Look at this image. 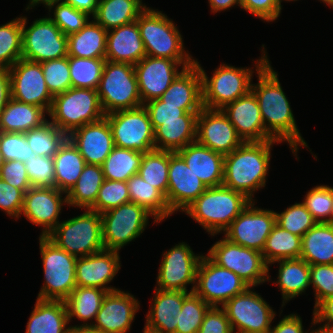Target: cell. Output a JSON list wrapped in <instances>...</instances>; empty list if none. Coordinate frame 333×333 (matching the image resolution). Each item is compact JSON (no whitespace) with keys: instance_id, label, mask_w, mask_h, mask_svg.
<instances>
[{"instance_id":"cell-7","label":"cell","mask_w":333,"mask_h":333,"mask_svg":"<svg viewBox=\"0 0 333 333\" xmlns=\"http://www.w3.org/2000/svg\"><path fill=\"white\" fill-rule=\"evenodd\" d=\"M44 284L37 299L65 301L76 287V256L59 248L48 237L39 236Z\"/></svg>"},{"instance_id":"cell-46","label":"cell","mask_w":333,"mask_h":333,"mask_svg":"<svg viewBox=\"0 0 333 333\" xmlns=\"http://www.w3.org/2000/svg\"><path fill=\"white\" fill-rule=\"evenodd\" d=\"M30 149L35 156L53 157L59 147L67 139V135L53 125L49 120L41 127L25 132Z\"/></svg>"},{"instance_id":"cell-55","label":"cell","mask_w":333,"mask_h":333,"mask_svg":"<svg viewBox=\"0 0 333 333\" xmlns=\"http://www.w3.org/2000/svg\"><path fill=\"white\" fill-rule=\"evenodd\" d=\"M310 286L314 292V308L333 296V264L310 265Z\"/></svg>"},{"instance_id":"cell-30","label":"cell","mask_w":333,"mask_h":333,"mask_svg":"<svg viewBox=\"0 0 333 333\" xmlns=\"http://www.w3.org/2000/svg\"><path fill=\"white\" fill-rule=\"evenodd\" d=\"M166 104L181 105L186 112H200L202 102V78L194 64L185 68L160 97Z\"/></svg>"},{"instance_id":"cell-42","label":"cell","mask_w":333,"mask_h":333,"mask_svg":"<svg viewBox=\"0 0 333 333\" xmlns=\"http://www.w3.org/2000/svg\"><path fill=\"white\" fill-rule=\"evenodd\" d=\"M302 238L282 229L277 224L266 239L262 256L268 265V282L271 281L269 267L272 262L283 259H297L301 257Z\"/></svg>"},{"instance_id":"cell-31","label":"cell","mask_w":333,"mask_h":333,"mask_svg":"<svg viewBox=\"0 0 333 333\" xmlns=\"http://www.w3.org/2000/svg\"><path fill=\"white\" fill-rule=\"evenodd\" d=\"M198 114L186 112L181 120L159 121V126L154 130L155 149L177 152L196 142Z\"/></svg>"},{"instance_id":"cell-28","label":"cell","mask_w":333,"mask_h":333,"mask_svg":"<svg viewBox=\"0 0 333 333\" xmlns=\"http://www.w3.org/2000/svg\"><path fill=\"white\" fill-rule=\"evenodd\" d=\"M154 291L144 327L157 333H176L175 318L179 310L182 309L183 300L190 292L159 289H154Z\"/></svg>"},{"instance_id":"cell-1","label":"cell","mask_w":333,"mask_h":333,"mask_svg":"<svg viewBox=\"0 0 333 333\" xmlns=\"http://www.w3.org/2000/svg\"><path fill=\"white\" fill-rule=\"evenodd\" d=\"M255 75L258 82L252 81L251 91L257 99L265 131L274 140L288 143L292 153L299 160V148H310L296 124L291 103L283 91L278 73L273 70L269 60Z\"/></svg>"},{"instance_id":"cell-20","label":"cell","mask_w":333,"mask_h":333,"mask_svg":"<svg viewBox=\"0 0 333 333\" xmlns=\"http://www.w3.org/2000/svg\"><path fill=\"white\" fill-rule=\"evenodd\" d=\"M194 64L195 62H177L167 58H155L146 55L134 65L142 103L159 99L175 78L185 68Z\"/></svg>"},{"instance_id":"cell-45","label":"cell","mask_w":333,"mask_h":333,"mask_svg":"<svg viewBox=\"0 0 333 333\" xmlns=\"http://www.w3.org/2000/svg\"><path fill=\"white\" fill-rule=\"evenodd\" d=\"M71 87L97 90L106 59L68 57Z\"/></svg>"},{"instance_id":"cell-36","label":"cell","mask_w":333,"mask_h":333,"mask_svg":"<svg viewBox=\"0 0 333 333\" xmlns=\"http://www.w3.org/2000/svg\"><path fill=\"white\" fill-rule=\"evenodd\" d=\"M300 258L309 265L333 264L332 223H316L302 236Z\"/></svg>"},{"instance_id":"cell-54","label":"cell","mask_w":333,"mask_h":333,"mask_svg":"<svg viewBox=\"0 0 333 333\" xmlns=\"http://www.w3.org/2000/svg\"><path fill=\"white\" fill-rule=\"evenodd\" d=\"M0 150L5 161L25 162L35 156L29 148L25 133H7L0 131Z\"/></svg>"},{"instance_id":"cell-44","label":"cell","mask_w":333,"mask_h":333,"mask_svg":"<svg viewBox=\"0 0 333 333\" xmlns=\"http://www.w3.org/2000/svg\"><path fill=\"white\" fill-rule=\"evenodd\" d=\"M169 151L153 149L143 153L139 175L165 197L168 189Z\"/></svg>"},{"instance_id":"cell-32","label":"cell","mask_w":333,"mask_h":333,"mask_svg":"<svg viewBox=\"0 0 333 333\" xmlns=\"http://www.w3.org/2000/svg\"><path fill=\"white\" fill-rule=\"evenodd\" d=\"M278 264V274L273 284L278 286L282 295L281 308L290 300L305 293L310 287V265L301 258L283 259L272 262Z\"/></svg>"},{"instance_id":"cell-33","label":"cell","mask_w":333,"mask_h":333,"mask_svg":"<svg viewBox=\"0 0 333 333\" xmlns=\"http://www.w3.org/2000/svg\"><path fill=\"white\" fill-rule=\"evenodd\" d=\"M65 301L36 299L25 333H68Z\"/></svg>"},{"instance_id":"cell-64","label":"cell","mask_w":333,"mask_h":333,"mask_svg":"<svg viewBox=\"0 0 333 333\" xmlns=\"http://www.w3.org/2000/svg\"><path fill=\"white\" fill-rule=\"evenodd\" d=\"M11 98L10 75L8 68H0V113Z\"/></svg>"},{"instance_id":"cell-37","label":"cell","mask_w":333,"mask_h":333,"mask_svg":"<svg viewBox=\"0 0 333 333\" xmlns=\"http://www.w3.org/2000/svg\"><path fill=\"white\" fill-rule=\"evenodd\" d=\"M54 187L68 193L86 165L83 156L67 138L53 155Z\"/></svg>"},{"instance_id":"cell-68","label":"cell","mask_w":333,"mask_h":333,"mask_svg":"<svg viewBox=\"0 0 333 333\" xmlns=\"http://www.w3.org/2000/svg\"><path fill=\"white\" fill-rule=\"evenodd\" d=\"M311 326L310 327V333H333V328H328V327H324L321 325H318L315 321H314V316H312V322H311ZM316 325H318V327L316 328ZM314 327V328H313ZM316 328V329H315Z\"/></svg>"},{"instance_id":"cell-67","label":"cell","mask_w":333,"mask_h":333,"mask_svg":"<svg viewBox=\"0 0 333 333\" xmlns=\"http://www.w3.org/2000/svg\"><path fill=\"white\" fill-rule=\"evenodd\" d=\"M68 333H105L92 326L69 325Z\"/></svg>"},{"instance_id":"cell-19","label":"cell","mask_w":333,"mask_h":333,"mask_svg":"<svg viewBox=\"0 0 333 333\" xmlns=\"http://www.w3.org/2000/svg\"><path fill=\"white\" fill-rule=\"evenodd\" d=\"M9 75L12 99L42 107L49 113L53 96L44 80L41 63L21 58L9 68Z\"/></svg>"},{"instance_id":"cell-5","label":"cell","mask_w":333,"mask_h":333,"mask_svg":"<svg viewBox=\"0 0 333 333\" xmlns=\"http://www.w3.org/2000/svg\"><path fill=\"white\" fill-rule=\"evenodd\" d=\"M136 22L147 56L195 62V58L184 48V39L178 26L163 11L147 7Z\"/></svg>"},{"instance_id":"cell-16","label":"cell","mask_w":333,"mask_h":333,"mask_svg":"<svg viewBox=\"0 0 333 333\" xmlns=\"http://www.w3.org/2000/svg\"><path fill=\"white\" fill-rule=\"evenodd\" d=\"M115 147L148 153L155 149L154 130L144 106L105 115Z\"/></svg>"},{"instance_id":"cell-70","label":"cell","mask_w":333,"mask_h":333,"mask_svg":"<svg viewBox=\"0 0 333 333\" xmlns=\"http://www.w3.org/2000/svg\"><path fill=\"white\" fill-rule=\"evenodd\" d=\"M320 2H323L325 5L327 4L333 9V0H319Z\"/></svg>"},{"instance_id":"cell-65","label":"cell","mask_w":333,"mask_h":333,"mask_svg":"<svg viewBox=\"0 0 333 333\" xmlns=\"http://www.w3.org/2000/svg\"><path fill=\"white\" fill-rule=\"evenodd\" d=\"M65 4H68L75 9L84 12L91 16H95L98 9L99 0H62Z\"/></svg>"},{"instance_id":"cell-59","label":"cell","mask_w":333,"mask_h":333,"mask_svg":"<svg viewBox=\"0 0 333 333\" xmlns=\"http://www.w3.org/2000/svg\"><path fill=\"white\" fill-rule=\"evenodd\" d=\"M240 8L267 23L276 21L283 9L277 0H241Z\"/></svg>"},{"instance_id":"cell-24","label":"cell","mask_w":333,"mask_h":333,"mask_svg":"<svg viewBox=\"0 0 333 333\" xmlns=\"http://www.w3.org/2000/svg\"><path fill=\"white\" fill-rule=\"evenodd\" d=\"M119 253L104 249L95 254L78 257L76 286L100 288L108 292L119 289L108 285L121 269Z\"/></svg>"},{"instance_id":"cell-4","label":"cell","mask_w":333,"mask_h":333,"mask_svg":"<svg viewBox=\"0 0 333 333\" xmlns=\"http://www.w3.org/2000/svg\"><path fill=\"white\" fill-rule=\"evenodd\" d=\"M250 202L244 194L220 185L208 187L183 212L215 236L223 233Z\"/></svg>"},{"instance_id":"cell-18","label":"cell","mask_w":333,"mask_h":333,"mask_svg":"<svg viewBox=\"0 0 333 333\" xmlns=\"http://www.w3.org/2000/svg\"><path fill=\"white\" fill-rule=\"evenodd\" d=\"M63 204L68 207L67 195L54 186H32L24 194L20 217L23 215L31 224L41 226L40 236L47 237L60 222Z\"/></svg>"},{"instance_id":"cell-66","label":"cell","mask_w":333,"mask_h":333,"mask_svg":"<svg viewBox=\"0 0 333 333\" xmlns=\"http://www.w3.org/2000/svg\"><path fill=\"white\" fill-rule=\"evenodd\" d=\"M210 10L213 14L230 10L231 7H241V0H208Z\"/></svg>"},{"instance_id":"cell-43","label":"cell","mask_w":333,"mask_h":333,"mask_svg":"<svg viewBox=\"0 0 333 333\" xmlns=\"http://www.w3.org/2000/svg\"><path fill=\"white\" fill-rule=\"evenodd\" d=\"M142 158L143 152L114 147L101 165L104 178L126 182L131 176L138 173Z\"/></svg>"},{"instance_id":"cell-39","label":"cell","mask_w":333,"mask_h":333,"mask_svg":"<svg viewBox=\"0 0 333 333\" xmlns=\"http://www.w3.org/2000/svg\"><path fill=\"white\" fill-rule=\"evenodd\" d=\"M107 293L100 288L76 286L65 300L69 324L72 319H78L83 323L80 326H92Z\"/></svg>"},{"instance_id":"cell-9","label":"cell","mask_w":333,"mask_h":333,"mask_svg":"<svg viewBox=\"0 0 333 333\" xmlns=\"http://www.w3.org/2000/svg\"><path fill=\"white\" fill-rule=\"evenodd\" d=\"M104 114L143 106L134 65L106 60L97 89Z\"/></svg>"},{"instance_id":"cell-52","label":"cell","mask_w":333,"mask_h":333,"mask_svg":"<svg viewBox=\"0 0 333 333\" xmlns=\"http://www.w3.org/2000/svg\"><path fill=\"white\" fill-rule=\"evenodd\" d=\"M41 67L47 88L53 97L71 88L68 56L41 62Z\"/></svg>"},{"instance_id":"cell-38","label":"cell","mask_w":333,"mask_h":333,"mask_svg":"<svg viewBox=\"0 0 333 333\" xmlns=\"http://www.w3.org/2000/svg\"><path fill=\"white\" fill-rule=\"evenodd\" d=\"M146 8L142 0H99L93 19L108 31L136 21Z\"/></svg>"},{"instance_id":"cell-62","label":"cell","mask_w":333,"mask_h":333,"mask_svg":"<svg viewBox=\"0 0 333 333\" xmlns=\"http://www.w3.org/2000/svg\"><path fill=\"white\" fill-rule=\"evenodd\" d=\"M302 318L297 313L283 316L280 321L271 327L269 333H309L304 331Z\"/></svg>"},{"instance_id":"cell-21","label":"cell","mask_w":333,"mask_h":333,"mask_svg":"<svg viewBox=\"0 0 333 333\" xmlns=\"http://www.w3.org/2000/svg\"><path fill=\"white\" fill-rule=\"evenodd\" d=\"M196 142L225 156L244 141L222 110L203 108L197 117Z\"/></svg>"},{"instance_id":"cell-27","label":"cell","mask_w":333,"mask_h":333,"mask_svg":"<svg viewBox=\"0 0 333 333\" xmlns=\"http://www.w3.org/2000/svg\"><path fill=\"white\" fill-rule=\"evenodd\" d=\"M146 51L136 21L108 30L106 60L136 65Z\"/></svg>"},{"instance_id":"cell-29","label":"cell","mask_w":333,"mask_h":333,"mask_svg":"<svg viewBox=\"0 0 333 333\" xmlns=\"http://www.w3.org/2000/svg\"><path fill=\"white\" fill-rule=\"evenodd\" d=\"M177 153L207 188L222 185L224 155L197 142L188 144Z\"/></svg>"},{"instance_id":"cell-48","label":"cell","mask_w":333,"mask_h":333,"mask_svg":"<svg viewBox=\"0 0 333 333\" xmlns=\"http://www.w3.org/2000/svg\"><path fill=\"white\" fill-rule=\"evenodd\" d=\"M45 8L48 10V17L66 36L79 32L92 19L88 14L65 4L62 0L51 1L45 5Z\"/></svg>"},{"instance_id":"cell-47","label":"cell","mask_w":333,"mask_h":333,"mask_svg":"<svg viewBox=\"0 0 333 333\" xmlns=\"http://www.w3.org/2000/svg\"><path fill=\"white\" fill-rule=\"evenodd\" d=\"M21 16L0 25V68H11L22 58Z\"/></svg>"},{"instance_id":"cell-2","label":"cell","mask_w":333,"mask_h":333,"mask_svg":"<svg viewBox=\"0 0 333 333\" xmlns=\"http://www.w3.org/2000/svg\"><path fill=\"white\" fill-rule=\"evenodd\" d=\"M278 140L243 142L224 156L222 185L244 194L249 200L266 186L271 150Z\"/></svg>"},{"instance_id":"cell-25","label":"cell","mask_w":333,"mask_h":333,"mask_svg":"<svg viewBox=\"0 0 333 333\" xmlns=\"http://www.w3.org/2000/svg\"><path fill=\"white\" fill-rule=\"evenodd\" d=\"M67 138L83 156L86 164L102 165L115 147L112 130L105 117L83 125Z\"/></svg>"},{"instance_id":"cell-11","label":"cell","mask_w":333,"mask_h":333,"mask_svg":"<svg viewBox=\"0 0 333 333\" xmlns=\"http://www.w3.org/2000/svg\"><path fill=\"white\" fill-rule=\"evenodd\" d=\"M254 289V286H249L222 306L233 333L270 332L277 314Z\"/></svg>"},{"instance_id":"cell-63","label":"cell","mask_w":333,"mask_h":333,"mask_svg":"<svg viewBox=\"0 0 333 333\" xmlns=\"http://www.w3.org/2000/svg\"><path fill=\"white\" fill-rule=\"evenodd\" d=\"M312 315L317 324L333 328V296L322 300L314 308Z\"/></svg>"},{"instance_id":"cell-60","label":"cell","mask_w":333,"mask_h":333,"mask_svg":"<svg viewBox=\"0 0 333 333\" xmlns=\"http://www.w3.org/2000/svg\"><path fill=\"white\" fill-rule=\"evenodd\" d=\"M0 178L24 193L32 187L27 176L25 162L19 160L5 161L0 168Z\"/></svg>"},{"instance_id":"cell-53","label":"cell","mask_w":333,"mask_h":333,"mask_svg":"<svg viewBox=\"0 0 333 333\" xmlns=\"http://www.w3.org/2000/svg\"><path fill=\"white\" fill-rule=\"evenodd\" d=\"M128 202H130V198L127 182L105 179L99 189L95 204L90 210L102 214Z\"/></svg>"},{"instance_id":"cell-69","label":"cell","mask_w":333,"mask_h":333,"mask_svg":"<svg viewBox=\"0 0 333 333\" xmlns=\"http://www.w3.org/2000/svg\"><path fill=\"white\" fill-rule=\"evenodd\" d=\"M51 1H60V0H29L27 6L25 7L26 12L32 9H35V6L43 4L44 6Z\"/></svg>"},{"instance_id":"cell-51","label":"cell","mask_w":333,"mask_h":333,"mask_svg":"<svg viewBox=\"0 0 333 333\" xmlns=\"http://www.w3.org/2000/svg\"><path fill=\"white\" fill-rule=\"evenodd\" d=\"M275 215L278 226L301 238L317 223L302 202H295L283 212L275 211Z\"/></svg>"},{"instance_id":"cell-3","label":"cell","mask_w":333,"mask_h":333,"mask_svg":"<svg viewBox=\"0 0 333 333\" xmlns=\"http://www.w3.org/2000/svg\"><path fill=\"white\" fill-rule=\"evenodd\" d=\"M262 47L261 57L256 61L253 60L255 68L235 67L223 62L214 69L210 78L199 64L200 62L195 59V65L199 68L202 78L203 108L221 110L251 90L253 74L258 73L269 61L267 50L263 44Z\"/></svg>"},{"instance_id":"cell-50","label":"cell","mask_w":333,"mask_h":333,"mask_svg":"<svg viewBox=\"0 0 333 333\" xmlns=\"http://www.w3.org/2000/svg\"><path fill=\"white\" fill-rule=\"evenodd\" d=\"M302 203L317 223H331L333 218V187L317 185L312 187Z\"/></svg>"},{"instance_id":"cell-56","label":"cell","mask_w":333,"mask_h":333,"mask_svg":"<svg viewBox=\"0 0 333 333\" xmlns=\"http://www.w3.org/2000/svg\"><path fill=\"white\" fill-rule=\"evenodd\" d=\"M25 166L32 186H54L53 157L33 156L25 161Z\"/></svg>"},{"instance_id":"cell-61","label":"cell","mask_w":333,"mask_h":333,"mask_svg":"<svg viewBox=\"0 0 333 333\" xmlns=\"http://www.w3.org/2000/svg\"><path fill=\"white\" fill-rule=\"evenodd\" d=\"M197 333H233L225 310L222 307H210Z\"/></svg>"},{"instance_id":"cell-6","label":"cell","mask_w":333,"mask_h":333,"mask_svg":"<svg viewBox=\"0 0 333 333\" xmlns=\"http://www.w3.org/2000/svg\"><path fill=\"white\" fill-rule=\"evenodd\" d=\"M48 114L49 121L67 136L105 117L97 90L72 87L53 97Z\"/></svg>"},{"instance_id":"cell-58","label":"cell","mask_w":333,"mask_h":333,"mask_svg":"<svg viewBox=\"0 0 333 333\" xmlns=\"http://www.w3.org/2000/svg\"><path fill=\"white\" fill-rule=\"evenodd\" d=\"M24 192L0 178V210L11 218H20Z\"/></svg>"},{"instance_id":"cell-40","label":"cell","mask_w":333,"mask_h":333,"mask_svg":"<svg viewBox=\"0 0 333 333\" xmlns=\"http://www.w3.org/2000/svg\"><path fill=\"white\" fill-rule=\"evenodd\" d=\"M126 182L130 202L144 207L159 223L173 215L165 196L153 185L144 181L139 173L131 176Z\"/></svg>"},{"instance_id":"cell-8","label":"cell","mask_w":333,"mask_h":333,"mask_svg":"<svg viewBox=\"0 0 333 333\" xmlns=\"http://www.w3.org/2000/svg\"><path fill=\"white\" fill-rule=\"evenodd\" d=\"M83 211L76 217L60 221L47 236L59 248L76 257L104 250L101 215L90 209Z\"/></svg>"},{"instance_id":"cell-10","label":"cell","mask_w":333,"mask_h":333,"mask_svg":"<svg viewBox=\"0 0 333 333\" xmlns=\"http://www.w3.org/2000/svg\"><path fill=\"white\" fill-rule=\"evenodd\" d=\"M102 239L105 250L120 251L145 231L152 217L153 224L159 222L144 207L133 202L122 204L103 212Z\"/></svg>"},{"instance_id":"cell-57","label":"cell","mask_w":333,"mask_h":333,"mask_svg":"<svg viewBox=\"0 0 333 333\" xmlns=\"http://www.w3.org/2000/svg\"><path fill=\"white\" fill-rule=\"evenodd\" d=\"M147 110L153 130L159 126V121L181 120L186 111L181 105L166 104L160 98L143 104Z\"/></svg>"},{"instance_id":"cell-72","label":"cell","mask_w":333,"mask_h":333,"mask_svg":"<svg viewBox=\"0 0 333 333\" xmlns=\"http://www.w3.org/2000/svg\"><path fill=\"white\" fill-rule=\"evenodd\" d=\"M143 333H157V332L152 331V330H150V329L144 327V328H143Z\"/></svg>"},{"instance_id":"cell-71","label":"cell","mask_w":333,"mask_h":333,"mask_svg":"<svg viewBox=\"0 0 333 333\" xmlns=\"http://www.w3.org/2000/svg\"><path fill=\"white\" fill-rule=\"evenodd\" d=\"M4 162H5V160H4L1 150H0V168L4 164Z\"/></svg>"},{"instance_id":"cell-12","label":"cell","mask_w":333,"mask_h":333,"mask_svg":"<svg viewBox=\"0 0 333 333\" xmlns=\"http://www.w3.org/2000/svg\"><path fill=\"white\" fill-rule=\"evenodd\" d=\"M26 16L22 23V58L44 62L68 56L67 36L48 17L34 19L28 27Z\"/></svg>"},{"instance_id":"cell-41","label":"cell","mask_w":333,"mask_h":333,"mask_svg":"<svg viewBox=\"0 0 333 333\" xmlns=\"http://www.w3.org/2000/svg\"><path fill=\"white\" fill-rule=\"evenodd\" d=\"M105 178L101 165L86 164L75 185L66 194L69 208L90 209Z\"/></svg>"},{"instance_id":"cell-34","label":"cell","mask_w":333,"mask_h":333,"mask_svg":"<svg viewBox=\"0 0 333 333\" xmlns=\"http://www.w3.org/2000/svg\"><path fill=\"white\" fill-rule=\"evenodd\" d=\"M46 115L49 114L42 107L10 98L0 113V131L7 133L28 132L45 124L48 121Z\"/></svg>"},{"instance_id":"cell-49","label":"cell","mask_w":333,"mask_h":333,"mask_svg":"<svg viewBox=\"0 0 333 333\" xmlns=\"http://www.w3.org/2000/svg\"><path fill=\"white\" fill-rule=\"evenodd\" d=\"M211 306L194 292L184 300L182 309L175 318L177 323L176 333H197L202 324L205 313Z\"/></svg>"},{"instance_id":"cell-13","label":"cell","mask_w":333,"mask_h":333,"mask_svg":"<svg viewBox=\"0 0 333 333\" xmlns=\"http://www.w3.org/2000/svg\"><path fill=\"white\" fill-rule=\"evenodd\" d=\"M207 255L219 266L234 272L249 286L257 287L268 282V265L259 251L224 237L211 246Z\"/></svg>"},{"instance_id":"cell-35","label":"cell","mask_w":333,"mask_h":333,"mask_svg":"<svg viewBox=\"0 0 333 333\" xmlns=\"http://www.w3.org/2000/svg\"><path fill=\"white\" fill-rule=\"evenodd\" d=\"M107 32L92 18L79 32L67 36L68 57L106 59Z\"/></svg>"},{"instance_id":"cell-15","label":"cell","mask_w":333,"mask_h":333,"mask_svg":"<svg viewBox=\"0 0 333 333\" xmlns=\"http://www.w3.org/2000/svg\"><path fill=\"white\" fill-rule=\"evenodd\" d=\"M162 256L154 289L192 293L196 283L197 267L203 254H195L191 246L182 241L163 252ZM190 284L189 290L187 286Z\"/></svg>"},{"instance_id":"cell-26","label":"cell","mask_w":333,"mask_h":333,"mask_svg":"<svg viewBox=\"0 0 333 333\" xmlns=\"http://www.w3.org/2000/svg\"><path fill=\"white\" fill-rule=\"evenodd\" d=\"M221 110L244 142L274 140L265 131L257 99L251 90Z\"/></svg>"},{"instance_id":"cell-17","label":"cell","mask_w":333,"mask_h":333,"mask_svg":"<svg viewBox=\"0 0 333 333\" xmlns=\"http://www.w3.org/2000/svg\"><path fill=\"white\" fill-rule=\"evenodd\" d=\"M255 203L251 201L222 234L233 243L262 253L276 215L274 210L259 208Z\"/></svg>"},{"instance_id":"cell-22","label":"cell","mask_w":333,"mask_h":333,"mask_svg":"<svg viewBox=\"0 0 333 333\" xmlns=\"http://www.w3.org/2000/svg\"><path fill=\"white\" fill-rule=\"evenodd\" d=\"M206 185L177 153L169 151L167 204L171 212H182L205 190Z\"/></svg>"},{"instance_id":"cell-14","label":"cell","mask_w":333,"mask_h":333,"mask_svg":"<svg viewBox=\"0 0 333 333\" xmlns=\"http://www.w3.org/2000/svg\"><path fill=\"white\" fill-rule=\"evenodd\" d=\"M249 285L234 272L216 264L207 254L197 267L194 293L211 307H222Z\"/></svg>"},{"instance_id":"cell-73","label":"cell","mask_w":333,"mask_h":333,"mask_svg":"<svg viewBox=\"0 0 333 333\" xmlns=\"http://www.w3.org/2000/svg\"><path fill=\"white\" fill-rule=\"evenodd\" d=\"M277 1H278L279 5L282 7L283 5H281V3L283 1H285V2H292V1H297V0H277Z\"/></svg>"},{"instance_id":"cell-23","label":"cell","mask_w":333,"mask_h":333,"mask_svg":"<svg viewBox=\"0 0 333 333\" xmlns=\"http://www.w3.org/2000/svg\"><path fill=\"white\" fill-rule=\"evenodd\" d=\"M140 309V301L128 291H110L104 297L95 321L97 330L105 333H128Z\"/></svg>"}]
</instances>
